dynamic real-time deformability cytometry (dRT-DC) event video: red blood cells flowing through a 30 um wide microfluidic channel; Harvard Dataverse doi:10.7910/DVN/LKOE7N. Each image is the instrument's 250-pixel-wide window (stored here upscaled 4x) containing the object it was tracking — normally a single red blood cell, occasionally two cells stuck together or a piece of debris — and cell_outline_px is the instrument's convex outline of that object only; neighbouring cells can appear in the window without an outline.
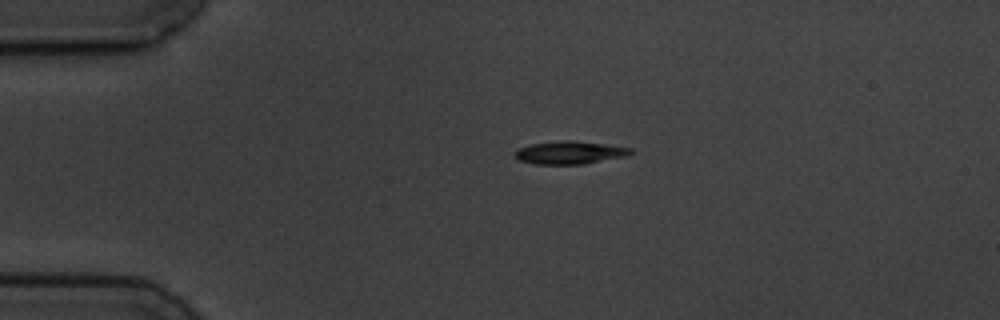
{"species": "common noctule bat (a hibernating species)", "species_latin": "Nyctalus noctula", "temperature_condition": "cold", "stored_images_in_passage": 2, "camera_frame_rate_fps": 3000, "um_per_image_px": 0.085, "animal": {"sex": "male", "body_mass_g": 19.5, "forearm_length_mm": 54.6}, "frame": {"image": 1, "passage_image": 1, "time_ms": 0.0, "image_size_px": [1000, 320], "cell_outline_px": [[636, 152], [628, 156], [584, 164], [536, 164], [520, 160], [512, 152], [516, 148], [528, 144], [560, 140], [572, 140], [604, 144], [632, 148]], "centroid_in_image_um": [48.43, 12.96], "position_along_channel_um": 36.6, "area_um2": 15.72}}